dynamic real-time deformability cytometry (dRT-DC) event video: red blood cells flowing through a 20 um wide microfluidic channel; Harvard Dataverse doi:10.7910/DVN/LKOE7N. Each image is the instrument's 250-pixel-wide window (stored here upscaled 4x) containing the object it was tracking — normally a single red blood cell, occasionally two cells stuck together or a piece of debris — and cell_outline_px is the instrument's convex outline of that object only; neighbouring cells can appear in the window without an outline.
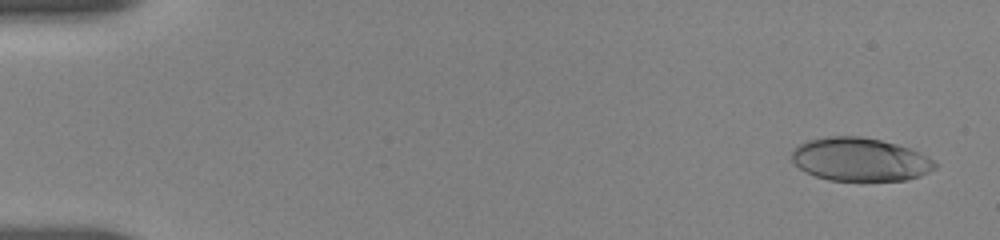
{"species": "human", "species_latin": "Homo sapiens", "temperature_condition": "room temperature", "stored_images_in_passage": 13, "camera_frame_rate_fps": 3000, "um_per_image_px": 0.085, "donor": {"sex": "female"}, "frame": {"image": 1, "passage_image": 1, "time_ms": 0.0, "image_size_px": [1000, 240], "cell_outline_px": [[936, 168], [920, 176], [904, 180], [828, 180], [816, 176], [800, 168], [792, 160], [792, 152], [800, 144], [808, 140], [824, 136], [860, 136], [880, 140], [896, 144], [920, 152], [928, 156], [936, 164]], "centroid_in_image_um": [73.11, 13.54], "position_along_channel_um": 11.9, "area_um2": 35.84}}
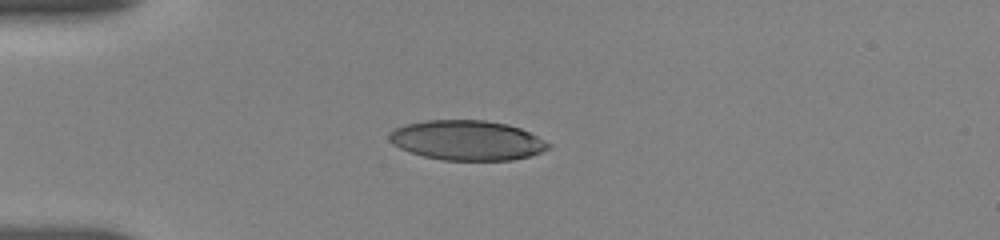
{"frame": {"image": 2, "passage_image": 9, "time_ms": 4.0, "image_size_px": [1000, 240], "cell_outline_px": [[552, 144], [548, 148], [540, 152], [528, 156], [512, 160], [444, 160], [424, 156], [408, 152], [392, 144], [388, 140], [388, 136], [396, 128], [408, 124], [428, 120], [484, 120], [508, 124], [520, 128]], "centroid_in_image_um": [39.69, 11.93], "position_along_channel_um": 45.3, "area_um2": 36.7}}
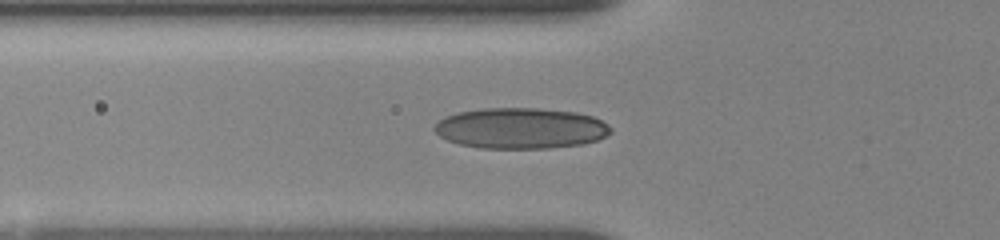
{"frame": {"image": 3, "passage_image": 12, "time_ms": 5.667, "image_size_px": [1000, 240], "cell_outline_px": [[612, 132], [596, 140], [584, 144], [548, 148], [480, 148], [460, 144], [448, 140], [440, 136], [432, 128], [444, 116], [460, 112], [484, 108], [536, 108], [576, 112], [592, 116], [608, 124], [612, 128]], "centroid_in_image_um": [44.27, 10.9], "position_along_channel_um": 81.5, "area_um2": 41.85}}